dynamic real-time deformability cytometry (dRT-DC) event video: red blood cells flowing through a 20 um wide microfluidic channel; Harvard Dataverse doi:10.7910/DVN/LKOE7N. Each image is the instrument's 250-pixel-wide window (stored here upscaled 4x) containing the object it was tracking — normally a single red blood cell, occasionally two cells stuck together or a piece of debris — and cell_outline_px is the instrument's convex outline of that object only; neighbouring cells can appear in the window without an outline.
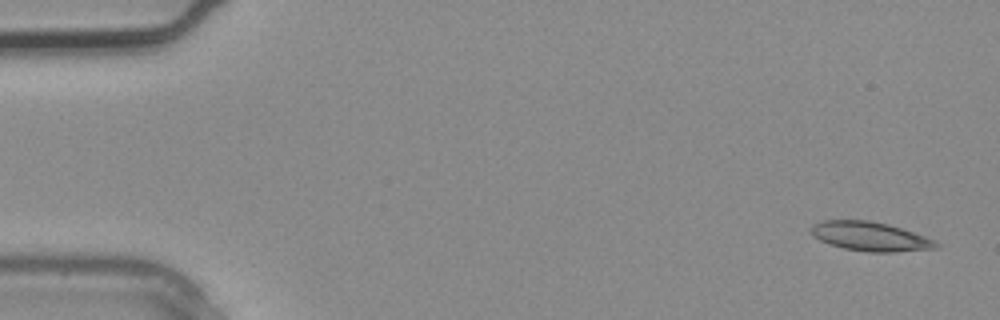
{"species": "common noctule bat (a hibernating species)", "species_latin": "Nyctalus noctula", "temperature_condition": "warm", "stored_images_in_passage": 3, "camera_frame_rate_fps": 3000, "um_per_image_px": 0.085, "animal": {"sex": "male", "body_mass_g": 20.4}, "frame": {"image": 1, "passage_image": 1, "time_ms": 0.0, "image_size_px": [1000, 320], "cell_outline_px": [[940, 248], [892, 252], [868, 252], [844, 248], [820, 240], [812, 236], [812, 224], [824, 220], [868, 220], [888, 224], [924, 236], [940, 244]], "centroid_in_image_um": [73.97, 20.1], "position_along_channel_um": 11.0, "area_um2": 20.98}}
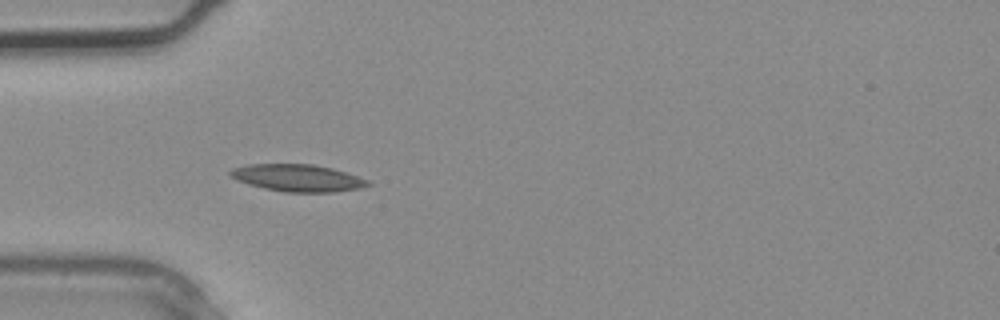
{"frame": {"image": 2, "passage_image": 3, "time_ms": 0.667, "image_size_px": [1000, 320], "cell_outline_px": [[372, 184], [360, 188], [332, 192], [284, 192], [264, 188], [248, 184], [236, 180], [228, 172], [232, 168], [248, 164], [312, 164], [332, 168], [368, 180]], "centroid_in_image_um": [25.27, 15.12], "position_along_channel_um": 59.7, "area_um2": 21.62}}